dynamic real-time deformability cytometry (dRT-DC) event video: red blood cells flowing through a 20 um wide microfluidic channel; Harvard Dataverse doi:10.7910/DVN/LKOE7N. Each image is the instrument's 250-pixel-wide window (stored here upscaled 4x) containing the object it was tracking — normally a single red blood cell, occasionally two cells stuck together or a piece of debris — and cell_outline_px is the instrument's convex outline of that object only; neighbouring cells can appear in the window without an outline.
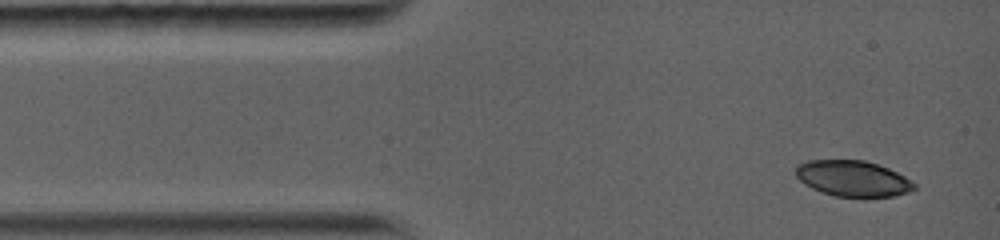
{"species": "common noctule bat (a hibernating species)", "species_latin": "Nyctalus noctula", "temperature_condition": "warm", "stored_images_in_passage": 3, "camera_frame_rate_fps": 5000, "um_per_image_px": 0.085, "animal": {"sex": "female", "body_mass_g": 19.0, "forearm_length_mm": 56.7}, "frame": {"image": 1, "passage_image": 1, "time_ms": 0.0, "image_size_px": [1000, 240], "cell_outline_px": [[916, 188], [908, 192], [896, 196], [832, 196], [812, 188], [804, 184], [796, 176], [796, 168], [800, 164], [808, 160], [864, 160], [888, 168], [904, 176], [916, 184]], "centroid_in_image_um": [72.49, 15.17], "position_along_channel_um": 12.5, "area_um2": 24.51}}